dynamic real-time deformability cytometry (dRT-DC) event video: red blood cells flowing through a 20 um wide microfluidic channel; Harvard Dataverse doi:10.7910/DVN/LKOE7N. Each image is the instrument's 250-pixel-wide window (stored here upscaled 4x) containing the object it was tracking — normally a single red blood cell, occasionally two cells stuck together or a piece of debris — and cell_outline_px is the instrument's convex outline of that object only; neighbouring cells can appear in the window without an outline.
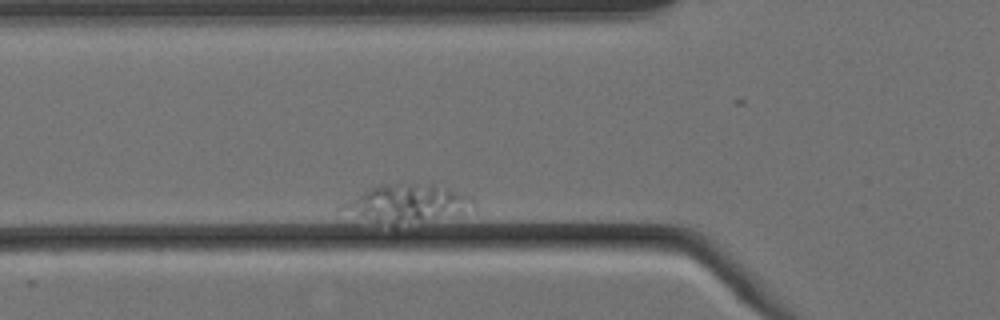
{"species": "Egyptian fruit bat (a non-hibernating species)", "species_latin": "Rousettus aegyptiacus", "temperature_condition": "cold", "stored_images_in_passage": 4, "camera_frame_rate_fps": 3000, "um_per_image_px": 0.085, "animal": {"sex": "female"}, "frame": {"image": 1, "passage_image": 2, "time_ms": 0.333, "image_size_px": [1000, 320], "cell_outline_px": [[476, 212], [392, 228], [336, 212], [336, 208], [340, 204], [380, 184], [432, 184], [448, 188], [472, 196], [476, 204]], "centroid_in_image_um": [34.62, 17.38], "position_along_channel_um": 91.2, "area_um2": 30.81}}
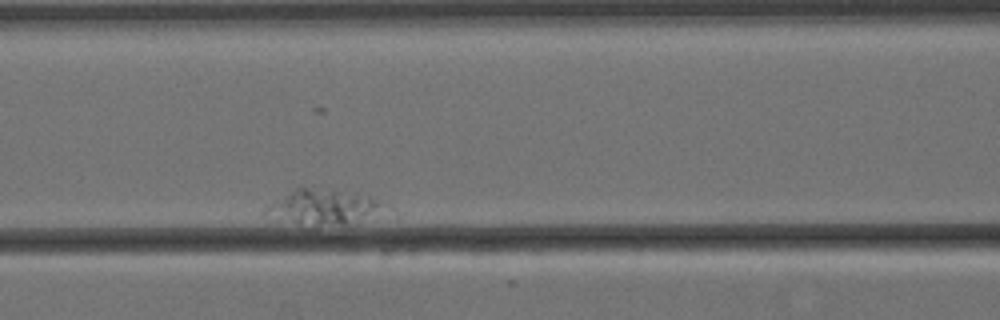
{"frame": {"image": 2, "passage_image": 4, "time_ms": 1.0, "image_size_px": [1000, 320], "cell_outline_px": [[380, 204], [368, 212], [344, 224], [320, 224], [260, 216], [260, 212], [268, 204], [296, 188], [332, 188], [368, 196]], "centroid_in_image_um": [27.17, 17.52], "position_along_channel_um": 139.4, "area_um2": 22.2}}